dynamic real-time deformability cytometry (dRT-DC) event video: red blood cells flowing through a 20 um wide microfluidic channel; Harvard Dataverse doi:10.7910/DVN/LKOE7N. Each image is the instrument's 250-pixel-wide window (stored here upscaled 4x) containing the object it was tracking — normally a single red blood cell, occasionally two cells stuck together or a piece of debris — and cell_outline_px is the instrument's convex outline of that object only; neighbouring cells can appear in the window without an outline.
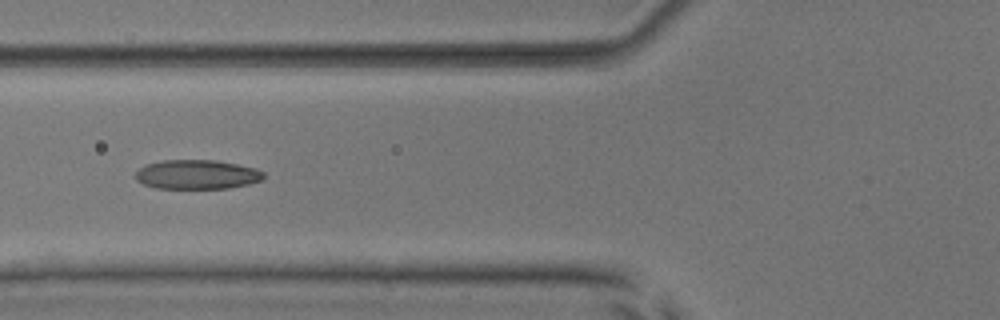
{"species": "common noctule bat (a hibernating species)", "species_latin": "Nyctalus noctula", "temperature_condition": "room temperature", "stored_images_in_passage": 34, "camera_frame_rate_fps": 3000, "um_per_image_px": 0.085, "animal": {"sex": "male", "body_mass_g": 17.9, "forearm_length_mm": 54.2}, "frame": {"image": 1, "passage_image": 6, "time_ms": 1.667, "image_size_px": [1000, 320], "cell_outline_px": [[264, 176], [260, 180], [248, 184], [228, 188], [156, 188], [144, 184], [136, 180], [132, 176], [144, 164], [164, 160], [216, 160], [256, 168], [264, 172]], "centroid_in_image_um": [16.7, 14.82], "position_along_channel_um": 109.1, "area_um2": 21.91}, "authors_computed_cell_mechanics": {"area_um2": 21.2415, "velocity_mm_per_s": 3.8039, "shape_relaxation_time_tau1_ms": 5.4398, "shape_relaxation_time_tau2_ms": 2.2723, "deformation_change_tau1": 0.1671, "deformation_change_tau2": 0.0777}}